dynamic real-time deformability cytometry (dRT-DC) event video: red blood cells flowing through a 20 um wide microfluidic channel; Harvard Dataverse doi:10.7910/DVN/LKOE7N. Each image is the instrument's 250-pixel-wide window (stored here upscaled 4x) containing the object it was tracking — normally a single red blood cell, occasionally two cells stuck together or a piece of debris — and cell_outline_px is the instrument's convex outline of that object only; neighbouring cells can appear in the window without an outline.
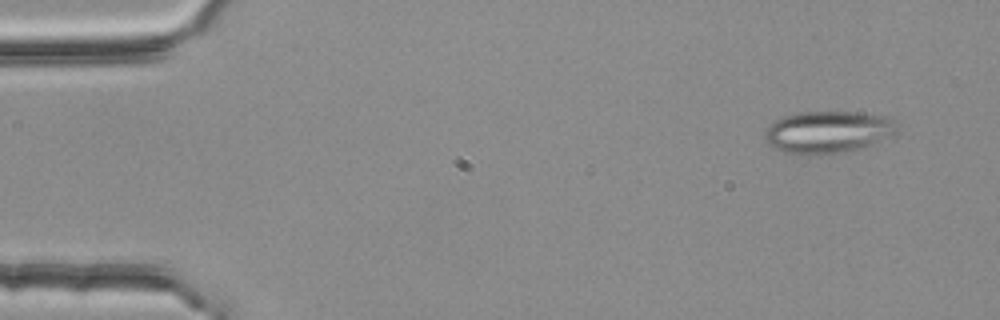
{"species": "common noctule bat (a hibernating species)", "species_latin": "Nyctalus noctula", "temperature_condition": "room temperature", "stored_images_in_passage": 3, "camera_frame_rate_fps": 3000, "um_per_image_px": 0.085, "animal": {"sex": "female", "body_mass_g": 25.1}, "frame": {"image": 1, "passage_image": 3, "time_ms": 0.667, "image_size_px": [1000, 320], "cell_outline_px": [[892, 132], [876, 144], [864, 148], [836, 152], [788, 152], [776, 148], [768, 144], [764, 140], [764, 136], [768, 124], [784, 116], [796, 112], [856, 112], [884, 116], [892, 120]], "centroid_in_image_um": [70.3, 11.18], "position_along_channel_um": 14.7, "area_um2": 31.27}}